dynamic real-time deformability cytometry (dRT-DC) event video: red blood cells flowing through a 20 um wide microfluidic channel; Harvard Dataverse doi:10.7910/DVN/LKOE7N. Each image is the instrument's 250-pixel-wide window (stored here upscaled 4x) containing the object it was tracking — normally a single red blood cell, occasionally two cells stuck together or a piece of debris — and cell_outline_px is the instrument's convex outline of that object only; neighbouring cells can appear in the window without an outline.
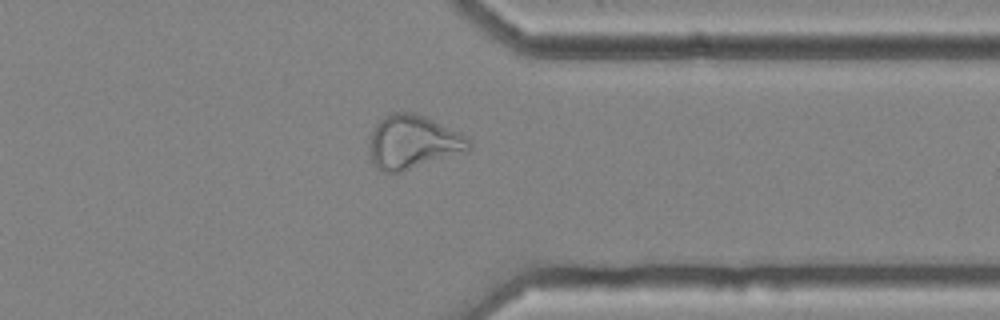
{"species": "common noctule bat (a hibernating species)", "species_latin": "Nyctalus noctula", "temperature_condition": "cold", "stored_images_in_passage": 43, "camera_frame_rate_fps": 3000, "um_per_image_px": 0.085, "animal": {"sex": "female", "body_mass_g": 25.1}, "frame": {"image": 1, "passage_image": 32, "time_ms": 10.333, "image_size_px": [1000, 320], "cell_outline_px": [[472, 148], [468, 152], [400, 172], [384, 172], [376, 168], [372, 160], [368, 144], [372, 132], [376, 124], [380, 120], [392, 112], [412, 112], [424, 116], [460, 132], [468, 136], [472, 140]], "centroid_in_image_um": [35.15, 12.09], "position_along_channel_um": 376.2, "area_um2": 31.44}}
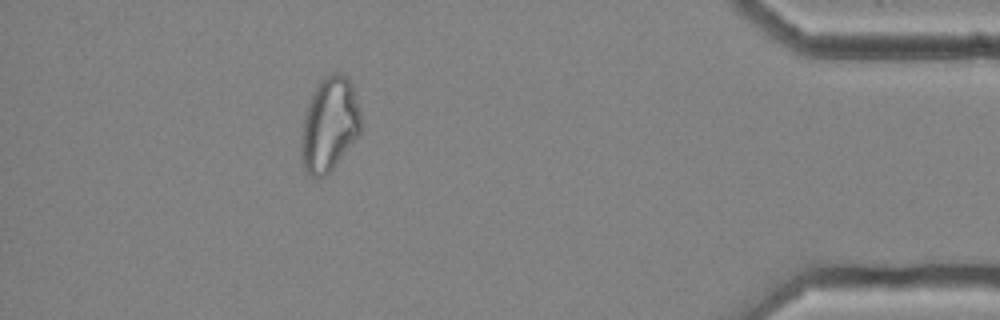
{"frame": {"image": 2, "passage_image": 38, "time_ms": 12.333, "image_size_px": [1000, 320], "cell_outline_px": [[360, 132], [332, 168], [324, 176], [316, 180], [304, 172], [300, 152], [300, 136], [304, 116], [308, 104], [316, 84], [324, 76], [336, 72], [340, 72], [348, 76], [352, 84], [360, 112]], "centroid_in_image_um": [27.95, 10.57], "position_along_channel_um": 407.2, "area_um2": 32.89}, "authors_computed_cell_mechanics": {"area_um2": 29.767, "velocity_mm_per_s": 3.6671, "shape_relaxation_time_tau1_ms": null, "shape_relaxation_time_tau2_ms": 3.242, "deformation_change_tau1": null, "deformation_change_tau2": 0.1254}}